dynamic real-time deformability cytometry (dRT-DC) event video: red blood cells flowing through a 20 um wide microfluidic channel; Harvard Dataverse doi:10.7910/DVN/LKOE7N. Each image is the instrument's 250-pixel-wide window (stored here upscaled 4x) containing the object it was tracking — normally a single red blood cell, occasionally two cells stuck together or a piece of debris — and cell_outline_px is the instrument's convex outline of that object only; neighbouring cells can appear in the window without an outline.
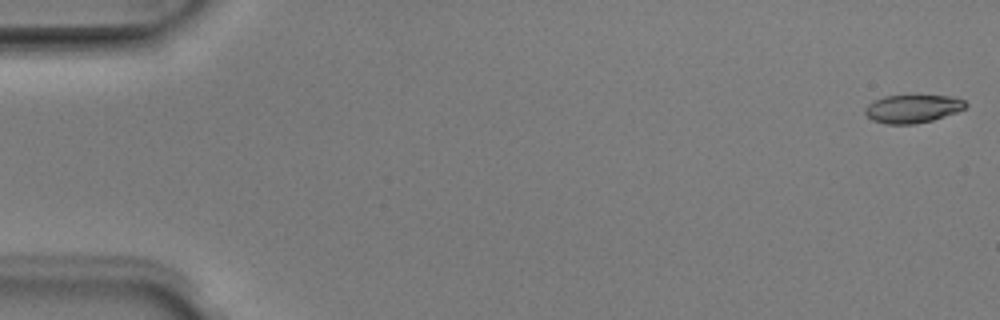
{"species": "Egyptian fruit bat (a non-hibernating species)", "species_latin": "Rousettus aegyptiacus", "temperature_condition": "room temperature", "stored_images_in_passage": 50, "camera_frame_rate_fps": 3000, "um_per_image_px": 0.085, "animal": {"sex": "male"}, "frame": {"image": 1, "passage_image": 1, "time_ms": 0.0, "image_size_px": [1000, 320], "cell_outline_px": [[968, 104], [964, 108], [956, 112], [932, 120], [916, 124], [884, 124], [872, 120], [864, 112], [864, 108], [872, 100], [884, 96], [952, 96], [964, 100]], "centroid_in_image_um": [77.53, 9.24], "position_along_channel_um": 7.5, "area_um2": 16.47}}
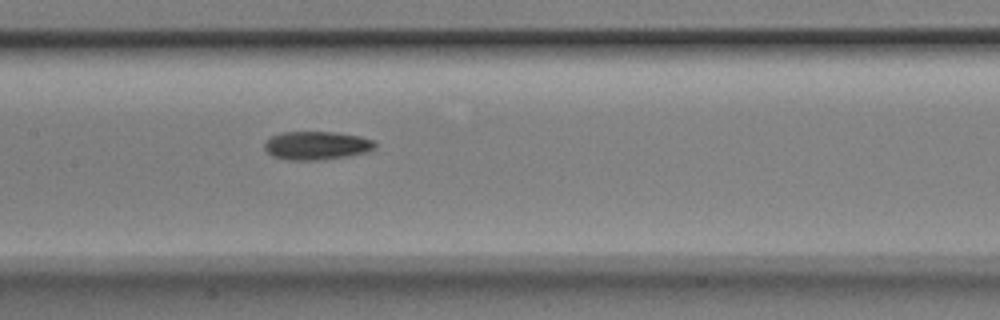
{"frame": {"image": 2, "passage_image": 25, "time_ms": 8.0, "image_size_px": [1000, 320], "cell_outline_px": [[376, 148], [368, 152], [348, 156], [324, 160], [288, 160], [272, 156], [264, 148], [264, 144], [272, 136], [280, 132], [332, 132], [360, 136], [376, 140]], "centroid_in_image_um": [26.95, 12.37], "position_along_channel_um": 180.4, "area_um2": 18.5}}
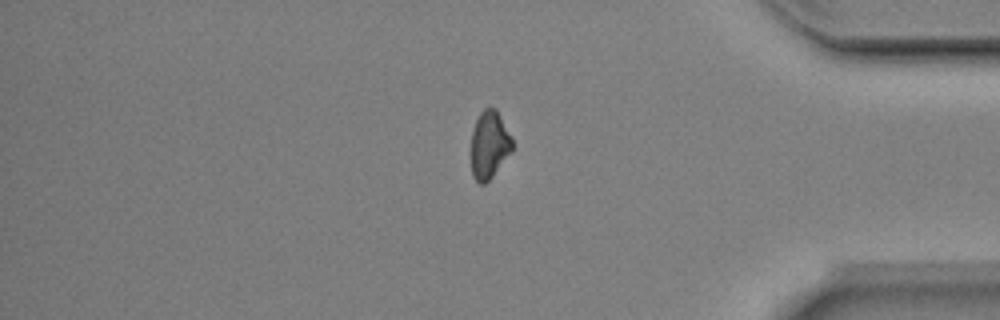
{"frame": {"image": 3, "passage_image": 43, "time_ms": 14.0, "image_size_px": [1000, 320], "cell_outline_px": [[512, 152], [492, 176], [484, 184], [480, 184], [472, 176], [472, 132], [476, 120], [480, 112], [484, 108], [496, 108], [512, 136]], "centroid_in_image_um": [41.61, 12.29], "position_along_channel_um": 393.6, "area_um2": 16.18}, "authors_computed_cell_mechanics": {"area_um2": 17.3689, "velocity_mm_per_s": 3.973, "shape_relaxation_time_tau1_ms": 4.0068, "shape_relaxation_time_tau2_ms": null, "deformation_change_tau1": 0.1384, "deformation_change_tau2": null}}